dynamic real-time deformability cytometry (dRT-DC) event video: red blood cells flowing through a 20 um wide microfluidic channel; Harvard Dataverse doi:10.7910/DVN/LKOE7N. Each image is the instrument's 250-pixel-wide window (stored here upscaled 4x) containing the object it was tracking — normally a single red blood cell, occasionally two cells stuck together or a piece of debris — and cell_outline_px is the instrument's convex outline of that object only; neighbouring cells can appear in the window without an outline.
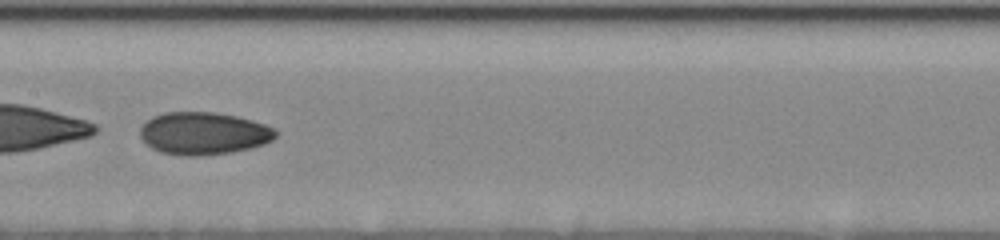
{"species": "human", "species_latin": "Homo sapiens", "temperature_condition": "cold", "stored_images_in_passage": 61, "camera_frame_rate_fps": 3000, "um_per_image_px": 0.085, "donor": {"sex": "female"}, "frame": {"image": 1, "passage_image": 37, "time_ms": 12.0, "image_size_px": [1000, 240], "cell_outline_px": [[276, 136], [272, 140], [264, 144], [232, 152], [200, 156], [184, 156], [160, 152], [152, 148], [140, 136], [140, 128], [152, 116], [164, 112], [216, 112], [236, 116], [252, 120], [264, 124], [272, 128], [276, 132]], "centroid_in_image_um": [17.29, 11.33], "position_along_channel_um": 190.1, "area_um2": 33.47}}
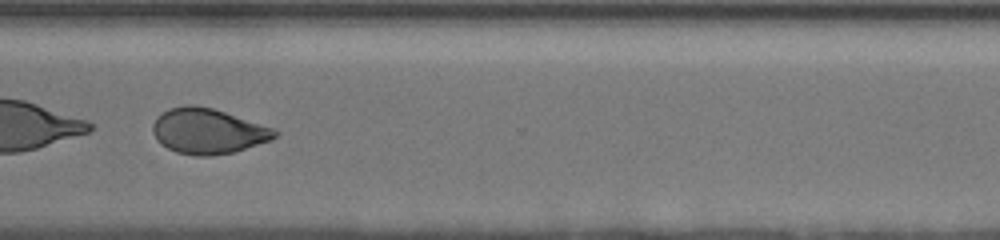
{"frame": {"image": 2, "passage_image": 51, "time_ms": 16.667, "image_size_px": [1000, 240], "cell_outline_px": [[280, 132], [272, 140], [232, 152], [212, 156], [196, 156], [176, 152], [160, 144], [156, 140], [152, 132], [152, 124], [156, 116], [168, 108], [184, 104], [196, 104], [212, 108], [276, 128]], "centroid_in_image_um": [17.65, 11.13], "position_along_channel_um": 352.9, "area_um2": 32.71}}